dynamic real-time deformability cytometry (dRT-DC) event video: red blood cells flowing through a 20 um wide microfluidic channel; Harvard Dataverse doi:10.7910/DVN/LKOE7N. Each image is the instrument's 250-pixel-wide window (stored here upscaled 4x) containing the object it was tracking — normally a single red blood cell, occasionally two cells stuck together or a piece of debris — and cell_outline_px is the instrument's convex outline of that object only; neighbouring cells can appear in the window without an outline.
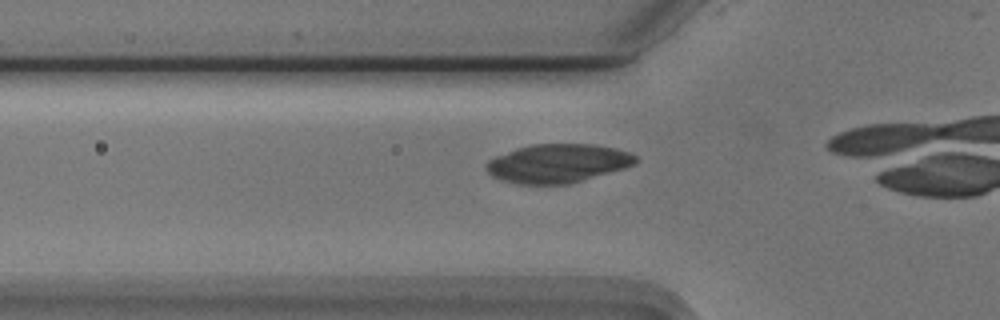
{"species": "Egyptian fruit bat (a non-hibernating species)", "species_latin": "Rousettus aegyptiacus", "temperature_condition": "cold", "stored_images_in_passage": 36, "camera_frame_rate_fps": 3000, "um_per_image_px": 0.085, "animal": {"sex": "male"}, "frame": {"image": 1, "passage_image": 10, "time_ms": 3.0, "image_size_px": [1000, 320], "cell_outline_px": [[640, 160], [636, 164], [624, 168], [568, 184], [520, 184], [500, 180], [492, 176], [484, 168], [488, 160], [496, 156], [516, 148], [532, 144], [592, 144], [616, 148], [632, 152]], "centroid_in_image_um": [47.42, 13.88], "position_along_channel_um": 78.4, "area_um2": 33.81}}
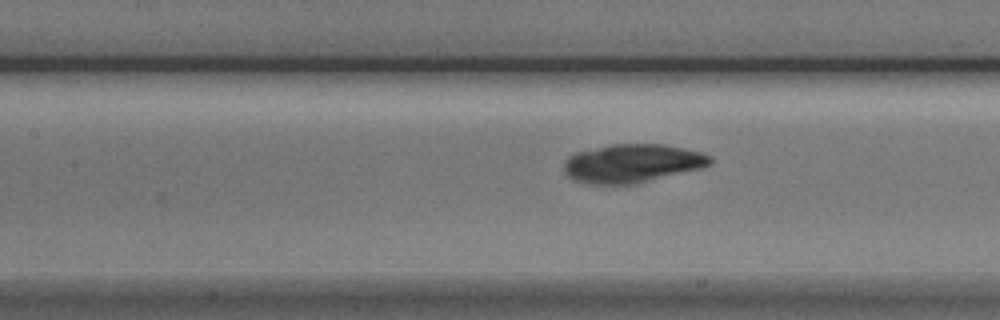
{"frame": {"image": 2, "passage_image": 16, "time_ms": 5.0, "image_size_px": [1000, 320], "cell_outline_px": [[712, 160], [708, 164], [700, 168], [636, 184], [588, 184], [572, 180], [564, 172], [564, 160], [576, 152], [612, 144], [664, 144], [700, 152], [712, 156]], "centroid_in_image_um": [53.69, 13.89], "position_along_channel_um": 153.7, "area_um2": 32.71}}
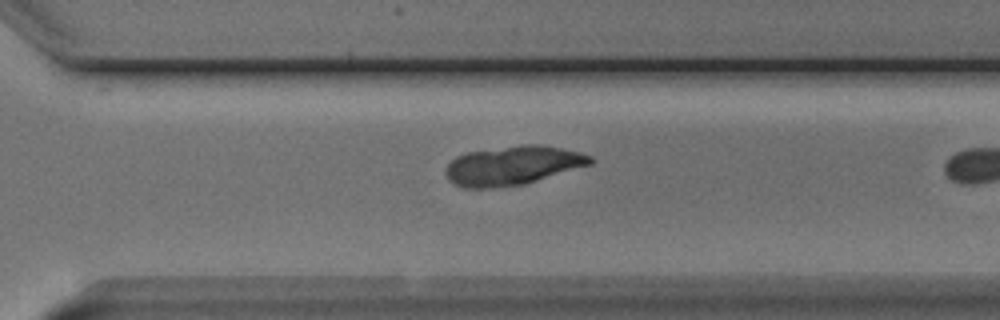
{"frame": {"image": 3, "passage_image": 30, "time_ms": 9.667, "image_size_px": [1000, 320], "cell_outline_px": [[596, 160], [592, 164], [524, 184], [496, 188], [460, 188], [452, 184], [448, 180], [444, 172], [448, 164], [456, 156], [468, 152], [524, 144], [540, 144], [580, 152], [592, 156]], "centroid_in_image_um": [43.57, 14.08], "position_along_channel_um": 327.0, "area_um2": 33.12}}